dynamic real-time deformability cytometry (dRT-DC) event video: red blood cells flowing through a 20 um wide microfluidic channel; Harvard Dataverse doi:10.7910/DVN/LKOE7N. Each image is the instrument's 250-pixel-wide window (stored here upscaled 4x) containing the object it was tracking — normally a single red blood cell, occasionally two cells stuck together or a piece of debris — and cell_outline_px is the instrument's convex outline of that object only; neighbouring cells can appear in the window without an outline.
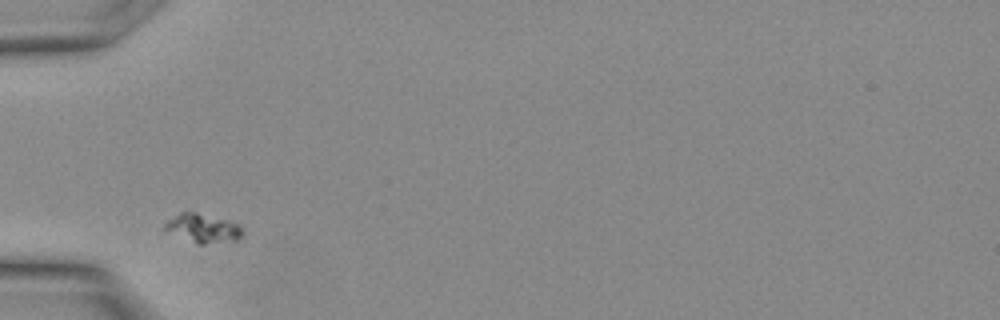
{"species": "Egyptian fruit bat (a non-hibernating species)", "species_latin": "Rousettus aegyptiacus", "temperature_condition": "warm", "stored_images_in_passage": 18, "camera_frame_rate_fps": 3000, "um_per_image_px": 0.085, "animal": {"sex": "female"}, "frame": {"image": 1, "passage_image": 1, "time_ms": 0.0, "image_size_px": [1000, 320], "cell_outline_px": [[244, 232], [240, 240], [204, 244], [196, 244], [164, 232], [160, 228], [168, 220], [180, 212], [196, 212], [240, 224]], "centroid_in_image_um": [17.2, 19.43], "position_along_channel_um": 67.8, "area_um2": 13.47}}
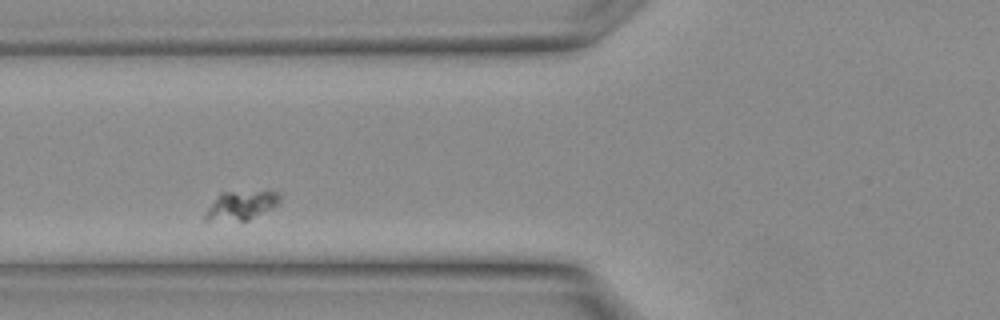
{"frame": {"image": 2, "passage_image": 3, "time_ms": 0.667, "image_size_px": [1000, 320], "cell_outline_px": [[280, 200], [272, 208], [248, 220], [204, 220], [204, 216], [208, 208], [220, 192], [280, 192]], "centroid_in_image_um": [20.48, 17.46], "position_along_channel_um": 105.3, "area_um2": 12.14}}